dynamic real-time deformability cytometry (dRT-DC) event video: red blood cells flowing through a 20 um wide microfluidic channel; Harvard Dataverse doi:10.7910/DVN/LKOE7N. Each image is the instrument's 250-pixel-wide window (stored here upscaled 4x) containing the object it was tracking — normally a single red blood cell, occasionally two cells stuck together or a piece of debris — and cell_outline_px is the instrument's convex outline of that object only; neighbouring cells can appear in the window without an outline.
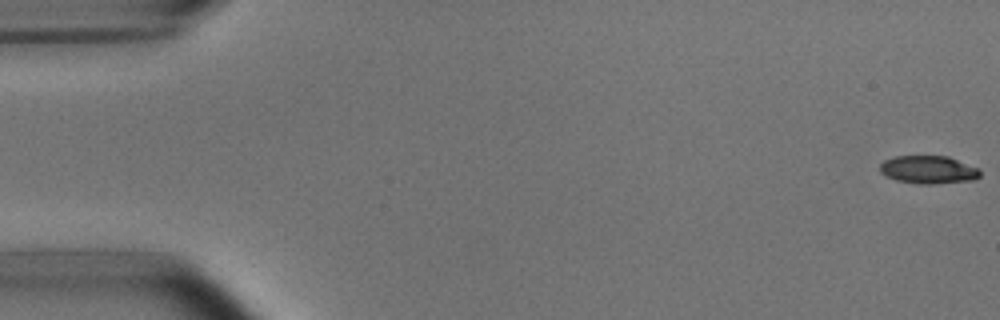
{"species": "common noctule bat (a hibernating species)", "species_latin": "Nyctalus noctula", "temperature_condition": "room temperature", "stored_images_in_passage": 49, "camera_frame_rate_fps": 3000, "um_per_image_px": 0.085, "animal": {"sex": "male", "body_mass_g": 15.6}, "frame": {"image": 1, "passage_image": 1, "time_ms": 0.0, "image_size_px": [1000, 320], "cell_outline_px": [[980, 176], [976, 180], [936, 184], [916, 184], [896, 180], [880, 172], [880, 164], [884, 160], [892, 156], [948, 156], [980, 168]], "centroid_in_image_um": [78.95, 14.43], "position_along_channel_um": 6.1, "area_um2": 16.59}}
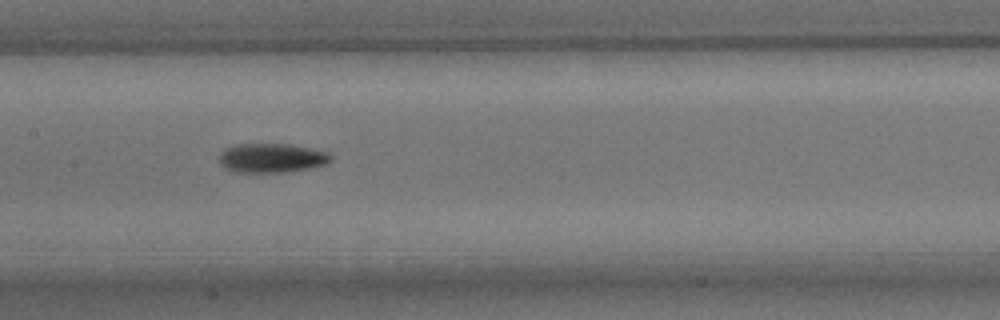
{"frame": {"image": 2, "passage_image": 26, "time_ms": 8.333, "image_size_px": [1000, 320], "cell_outline_px": [[332, 160], [328, 164], [288, 172], [232, 172], [224, 168], [220, 164], [220, 152], [224, 148], [236, 144], [288, 144], [328, 152], [332, 156]], "centroid_in_image_um": [23.07, 13.43], "position_along_channel_um": 184.3, "area_um2": 19.13}}
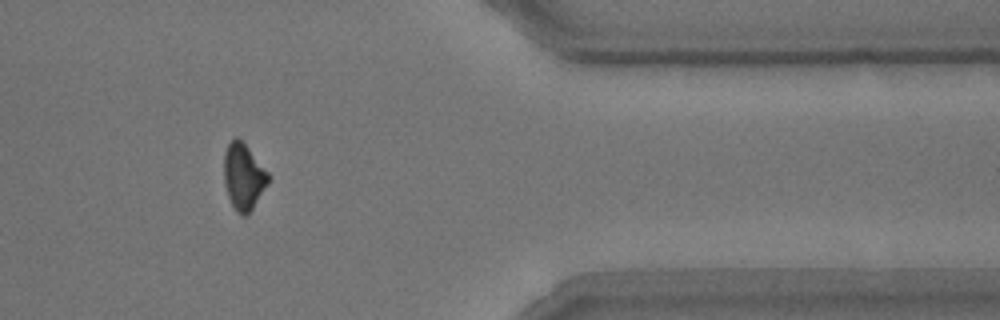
{"frame": {"image": 3, "passage_image": 44, "time_ms": 14.333, "image_size_px": [1000, 320], "cell_outline_px": [[268, 184], [248, 216], [240, 216], [236, 212], [228, 196], [224, 184], [224, 152], [228, 144], [236, 136], [248, 148], [268, 172]], "centroid_in_image_um": [20.68, 15.06], "position_along_channel_um": 390.7, "area_um2": 17.05}, "authors_computed_cell_mechanics": {"area_um2": 17.4556, "velocity_mm_per_s": 3.8241, "shape_relaxation_time_tau1_ms": 5.2077, "shape_relaxation_time_tau2_ms": null, "deformation_change_tau1": 0.1412, "deformation_change_tau2": null}}